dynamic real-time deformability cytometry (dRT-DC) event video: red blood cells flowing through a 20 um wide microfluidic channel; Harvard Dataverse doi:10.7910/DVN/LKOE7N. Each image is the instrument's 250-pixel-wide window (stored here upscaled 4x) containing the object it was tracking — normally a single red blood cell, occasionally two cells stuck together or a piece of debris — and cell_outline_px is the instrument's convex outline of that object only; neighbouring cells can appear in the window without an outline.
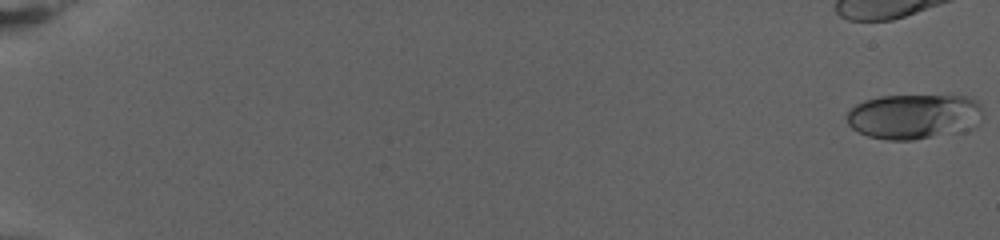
{"species": "human", "species_latin": "Homo sapiens", "temperature_condition": "warm", "stored_images_in_passage": 70, "camera_frame_rate_fps": 3000, "um_per_image_px": 0.085, "donor": {"sex": "female"}, "frame": {"image": 1, "passage_image": 1, "time_ms": 0.0, "image_size_px": [1000, 240], "cell_outline_px": [[984, 116], [972, 128], [964, 132], [912, 140], [888, 140], [868, 136], [852, 128], [848, 124], [848, 112], [856, 104], [864, 100], [880, 96], [968, 96], [976, 100], [980, 104]], "centroid_in_image_um": [77.74, 9.9], "position_along_channel_um": 7.3, "area_um2": 36.01}}